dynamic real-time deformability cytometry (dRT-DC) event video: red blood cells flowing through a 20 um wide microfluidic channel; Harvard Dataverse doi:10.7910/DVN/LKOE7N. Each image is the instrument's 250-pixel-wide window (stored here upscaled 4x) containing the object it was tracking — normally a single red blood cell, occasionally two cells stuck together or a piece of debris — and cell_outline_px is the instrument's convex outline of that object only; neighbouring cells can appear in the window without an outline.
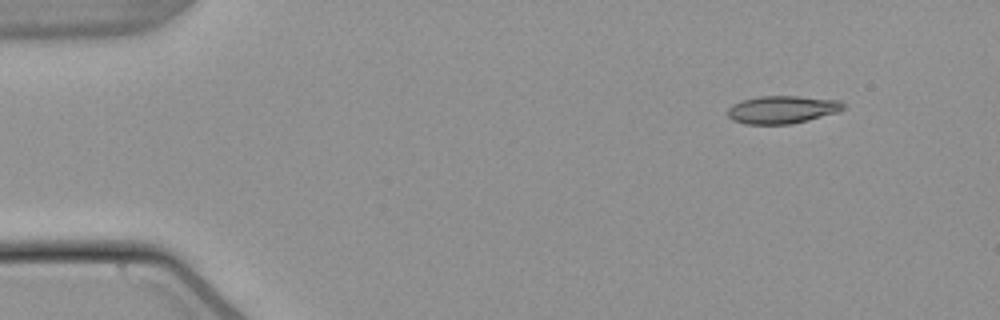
{"species": "common noctule bat (a hibernating species)", "species_latin": "Nyctalus noctula", "temperature_condition": "warm", "stored_images_in_passage": 49, "camera_frame_rate_fps": 3000, "um_per_image_px": 0.085, "animal": {"sex": "male", "body_mass_g": 21.5, "forearm_length_mm": 52.0}, "frame": {"image": 1, "passage_image": 1, "time_ms": 0.0, "image_size_px": [1000, 320], "cell_outline_px": [[844, 108], [840, 112], [792, 124], [744, 124], [732, 120], [728, 116], [728, 108], [732, 104], [740, 100], [760, 96], [796, 96], [840, 100], [844, 104]], "centroid_in_image_um": [66.48, 9.32], "position_along_channel_um": 18.5, "area_um2": 18.9}}
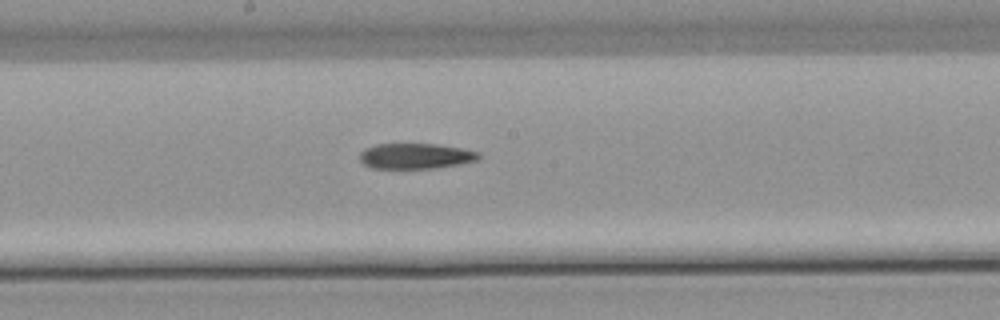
{"frame": {"image": 2, "passage_image": 24, "time_ms": 7.667, "image_size_px": [1000, 320], "cell_outline_px": [[480, 156], [476, 160], [460, 164], [436, 168], [372, 168], [364, 164], [360, 160], [360, 152], [364, 148], [376, 144], [436, 144], [460, 148], [480, 152]], "centroid_in_image_um": [35.31, 13.26], "position_along_channel_um": 212.9, "area_um2": 17.63}}
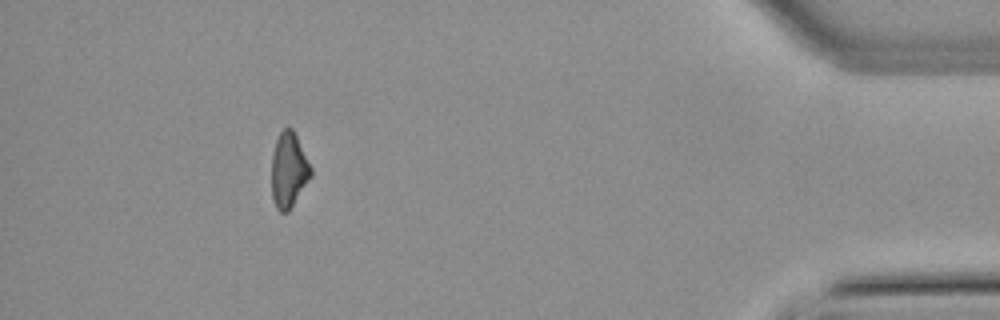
{"frame": {"image": 3, "passage_image": 44, "time_ms": 14.333, "image_size_px": [1000, 320], "cell_outline_px": [[312, 176], [288, 212], [280, 212], [276, 208], [272, 200], [272, 156], [276, 140], [280, 132], [284, 128], [292, 128], [312, 168]], "centroid_in_image_um": [24.54, 14.49], "position_along_channel_um": 410.7, "area_um2": 17.11}, "authors_computed_cell_mechanics": {"area_um2": 18.5538, "velocity_mm_per_s": 3.8331, "shape_relaxation_time_tau1_ms": 10.1616, "shape_relaxation_time_tau2_ms": null, "deformation_change_tau1": 0.2151, "deformation_change_tau2": null}}